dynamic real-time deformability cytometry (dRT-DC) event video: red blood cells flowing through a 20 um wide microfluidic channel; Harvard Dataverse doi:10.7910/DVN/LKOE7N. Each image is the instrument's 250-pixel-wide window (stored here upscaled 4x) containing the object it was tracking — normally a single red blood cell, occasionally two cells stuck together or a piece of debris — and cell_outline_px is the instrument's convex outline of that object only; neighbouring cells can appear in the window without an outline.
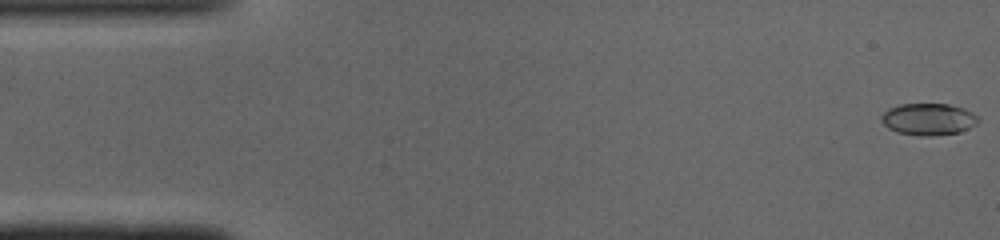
{"species": "common noctule bat (a hibernating species)", "species_latin": "Nyctalus noctula", "temperature_condition": "cold", "stored_images_in_passage": 49, "camera_frame_rate_fps": 3000, "um_per_image_px": 0.085, "animal": {"sex": "male", "body_mass_g": 19.0, "forearm_length_mm": 50.8}, "frame": {"image": 1, "passage_image": 1, "time_ms": 0.0, "image_size_px": [1000, 240], "cell_outline_px": [[980, 120], [976, 124], [960, 132], [932, 136], [920, 136], [896, 132], [888, 128], [880, 120], [880, 116], [888, 108], [900, 104], [948, 104], [964, 108], [972, 112]], "centroid_in_image_um": [78.89, 10.13], "position_along_channel_um": 6.1, "area_um2": 18.09}}
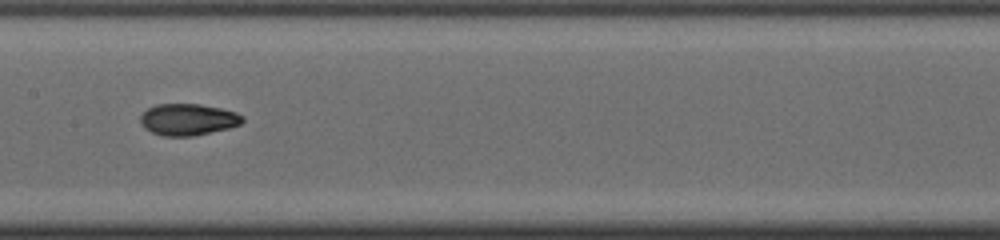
{"frame": {"image": 2, "passage_image": 24, "time_ms": 7.667, "image_size_px": [1000, 240], "cell_outline_px": [[244, 120], [240, 124], [228, 128], [192, 136], [164, 136], [152, 132], [144, 128], [140, 120], [140, 116], [148, 108], [156, 104], [200, 104], [220, 108], [236, 112], [244, 116]], "centroid_in_image_um": [15.98, 10.15], "position_along_channel_um": 191.4, "area_um2": 18.73}}
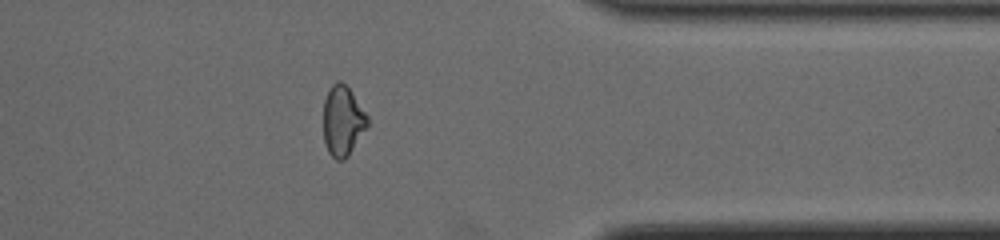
{"frame": {"image": 3, "passage_image": 39, "time_ms": 12.667, "image_size_px": [1000, 240], "cell_outline_px": [[368, 124], [348, 156], [344, 160], [336, 160], [328, 152], [324, 144], [324, 100], [332, 84], [336, 80], [340, 80], [352, 92], [368, 116]], "centroid_in_image_um": [29.12, 10.27], "position_along_channel_um": 382.3, "area_um2": 17.86}, "authors_computed_cell_mechanics": {"area_um2": 18.0914, "velocity_mm_per_s": 4.114, "shape_relaxation_time_tau1_ms": 5.9226, "shape_relaxation_time_tau2_ms": 2.427, "deformation_change_tau1": 0.167, "deformation_change_tau2": 0.0681}}